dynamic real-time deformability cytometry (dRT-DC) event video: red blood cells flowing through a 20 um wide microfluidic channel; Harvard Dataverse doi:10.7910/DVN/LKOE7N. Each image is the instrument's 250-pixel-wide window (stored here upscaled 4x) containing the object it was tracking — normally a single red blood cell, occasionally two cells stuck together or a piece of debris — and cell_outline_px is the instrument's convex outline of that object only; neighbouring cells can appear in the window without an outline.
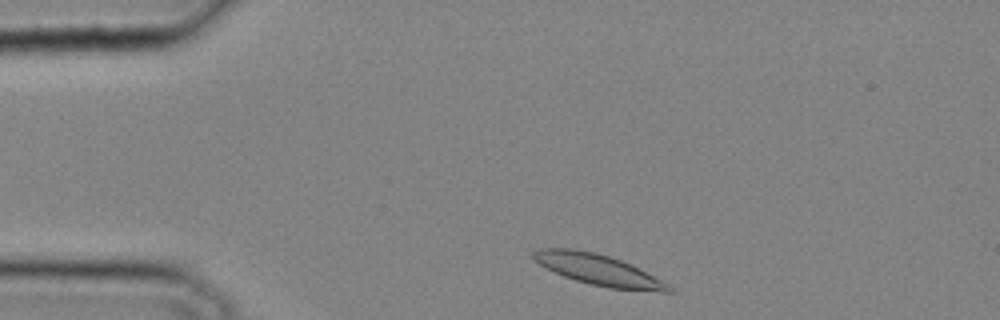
{"species": "common noctule bat (a hibernating species)", "species_latin": "Nyctalus noctula", "temperature_condition": "cold", "stored_images_in_passage": 29, "camera_frame_rate_fps": 3000, "um_per_image_px": 0.085, "animal": {"sex": "male", "body_mass_g": 20.4}, "frame": {"image": 1, "passage_image": 1, "time_ms": 0.0, "image_size_px": [1000, 320], "cell_outline_px": [[676, 292], [660, 292], [608, 288], [576, 280], [564, 276], [532, 260], [532, 252], [540, 248], [572, 248], [596, 252], [632, 264], [676, 288]], "centroid_in_image_um": [50.92, 22.94], "position_along_channel_um": 34.1, "area_um2": 24.45}}
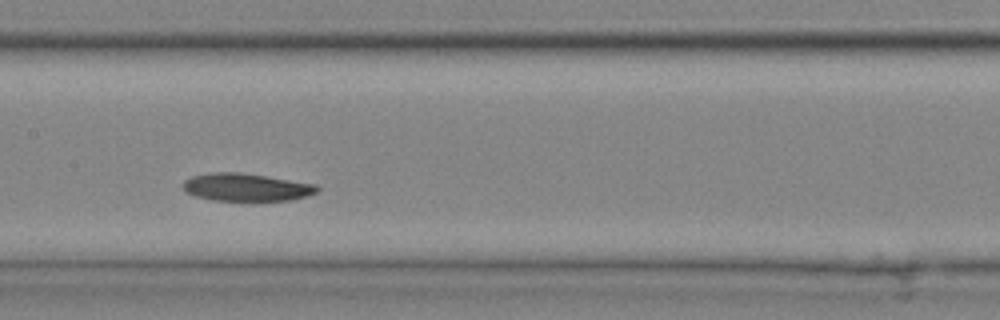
{"frame": {"image": 2, "passage_image": 12, "time_ms": 3.667, "image_size_px": [1000, 320], "cell_outline_px": [[320, 188], [316, 192], [308, 196], [292, 200], [212, 200], [196, 196], [184, 192], [184, 180], [192, 176], [212, 172], [240, 172], [316, 184]], "centroid_in_image_um": [20.93, 15.91], "position_along_channel_um": 186.5, "area_um2": 21.56}}
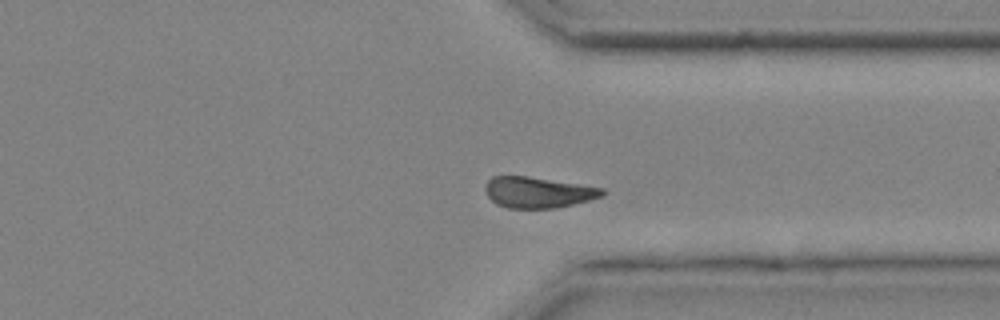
{"frame": {"image": 3, "passage_image": 22, "time_ms": 7.0, "image_size_px": [1000, 320], "cell_outline_px": [[608, 192], [604, 196], [556, 208], [508, 208], [496, 204], [488, 196], [484, 188], [488, 180], [492, 176], [528, 176], [580, 184], [604, 188]], "centroid_in_image_um": [45.75, 16.34], "position_along_channel_um": 365.6, "area_um2": 21.15}}